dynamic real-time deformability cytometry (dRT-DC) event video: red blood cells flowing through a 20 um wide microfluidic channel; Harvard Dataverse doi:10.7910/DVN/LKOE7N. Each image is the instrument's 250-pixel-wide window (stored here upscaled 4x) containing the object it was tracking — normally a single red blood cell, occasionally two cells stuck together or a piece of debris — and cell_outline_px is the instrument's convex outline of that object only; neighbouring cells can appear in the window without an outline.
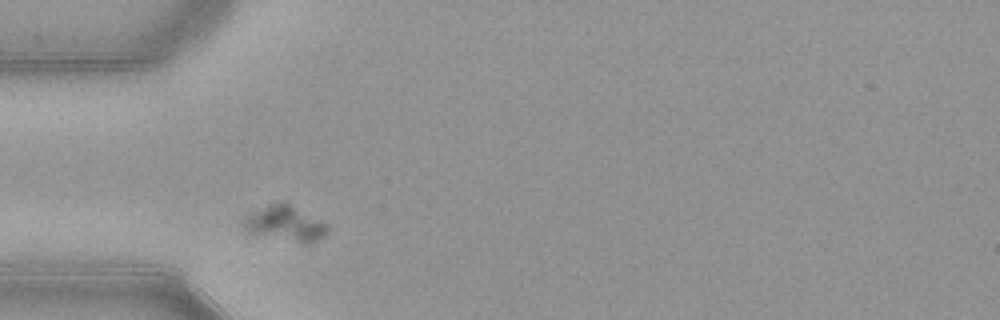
{"species": "common noctule bat (a hibernating species)", "species_latin": "Nyctalus noctula", "temperature_condition": "warm", "stored_images_in_passage": 37, "camera_frame_rate_fps": 3000, "um_per_image_px": 0.085, "animal": {"sex": "female", "body_mass_g": 21.9}, "frame": {"image": 1, "passage_image": 4, "time_ms": 1.0, "image_size_px": [1000, 320], "cell_outline_px": [[328, 232], [324, 236], [308, 244], [304, 244], [248, 236], [244, 232], [240, 224], [244, 216], [268, 204], [284, 200], [328, 224]], "centroid_in_image_um": [24.13, 19.04], "position_along_channel_um": 60.9, "area_um2": 18.5}}
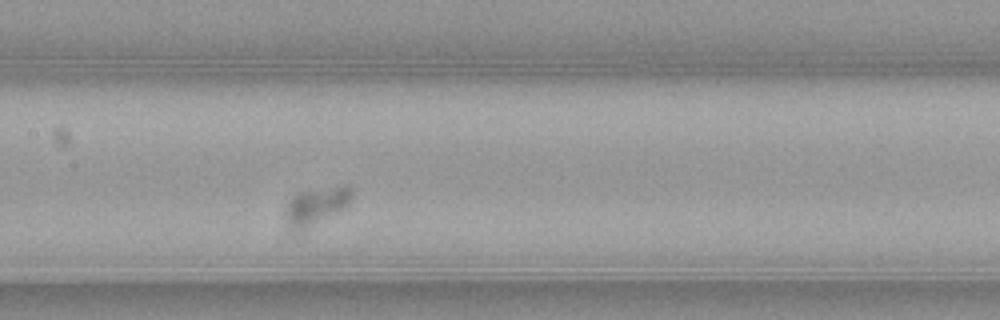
{"frame": {"image": 2, "passage_image": 14, "time_ms": 4.333, "image_size_px": [1000, 320], "cell_outline_px": [[352, 200], [348, 208], [296, 232], [288, 220], [284, 212], [288, 200], [292, 196], [300, 192], [344, 184], [348, 184], [352, 188]], "centroid_in_image_um": [26.96, 17.45], "position_along_channel_um": 180.4, "area_um2": 14.51}}
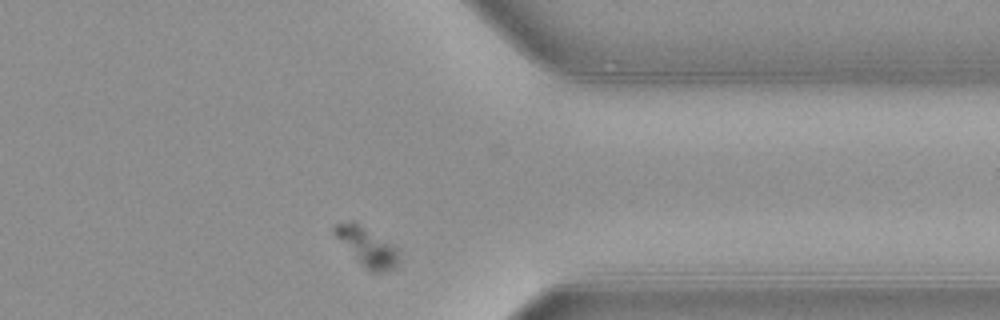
{"frame": {"image": 3, "passage_image": 31, "time_ms": 10.0, "image_size_px": [1000, 320], "cell_outline_px": [[400, 248], [396, 264], [392, 268], [384, 272], [372, 272], [336, 236], [332, 228], [336, 224], [352, 220]], "centroid_in_image_um": [31.25, 20.93], "position_along_channel_um": 380.1, "area_um2": 13.7}}